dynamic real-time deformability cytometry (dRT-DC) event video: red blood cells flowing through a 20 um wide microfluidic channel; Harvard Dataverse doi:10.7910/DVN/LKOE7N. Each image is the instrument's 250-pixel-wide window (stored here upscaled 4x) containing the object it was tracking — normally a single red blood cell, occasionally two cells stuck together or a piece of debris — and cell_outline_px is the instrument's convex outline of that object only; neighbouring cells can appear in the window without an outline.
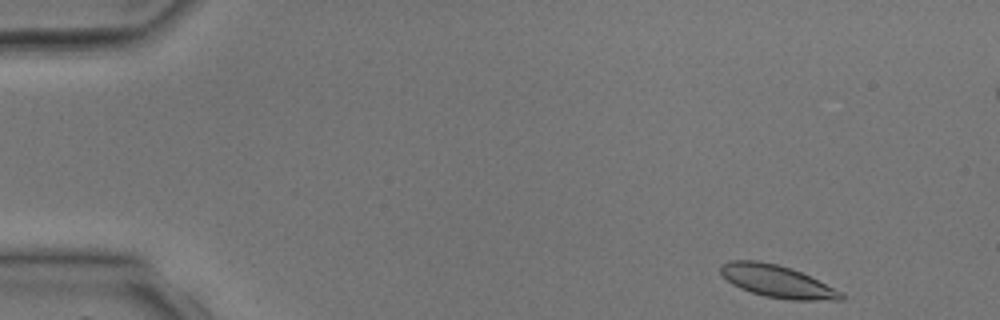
{"species": "common noctule bat (a hibernating species)", "species_latin": "Nyctalus noctula", "temperature_condition": "room temperature", "stored_images_in_passage": 4, "camera_frame_rate_fps": 3000, "um_per_image_px": 0.085, "animal": {"sex": "male", "body_mass_g": 17.9, "forearm_length_mm": 54.2}, "frame": {"image": 1, "passage_image": 1, "time_ms": 0.0, "image_size_px": [1000, 320], "cell_outline_px": [[844, 300], [792, 300], [764, 296], [740, 288], [732, 284], [720, 272], [720, 264], [728, 260], [756, 260], [776, 264], [792, 268], [844, 292]], "centroid_in_image_um": [66.07, 23.91], "position_along_channel_um": 18.9, "area_um2": 22.72}}